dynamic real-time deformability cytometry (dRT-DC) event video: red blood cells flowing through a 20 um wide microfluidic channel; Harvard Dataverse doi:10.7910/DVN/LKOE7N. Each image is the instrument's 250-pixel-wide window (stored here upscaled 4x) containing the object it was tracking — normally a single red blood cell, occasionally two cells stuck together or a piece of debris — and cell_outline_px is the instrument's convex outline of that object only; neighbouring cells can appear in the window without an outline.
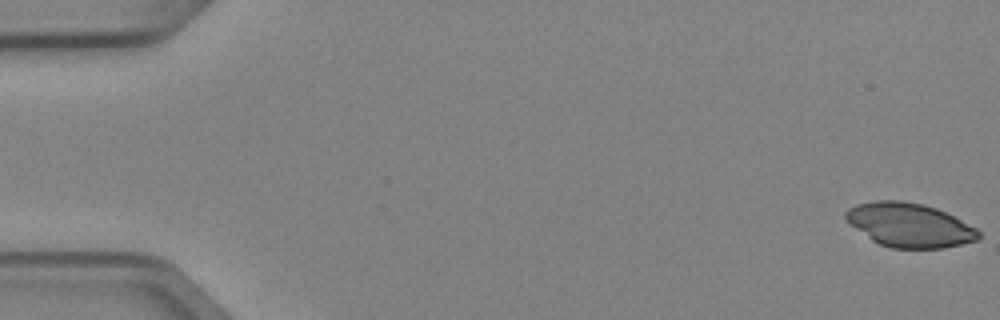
{"species": "Egyptian fruit bat (a non-hibernating species)", "species_latin": "Rousettus aegyptiacus", "temperature_condition": "cold", "stored_images_in_passage": 5, "camera_frame_rate_fps": 3000, "um_per_image_px": 0.085, "animal": {"sex": "female"}, "frame": {"image": 1, "passage_image": 1, "time_ms": 0.0, "image_size_px": [1000, 320], "cell_outline_px": [[980, 236], [976, 240], [944, 248], [892, 248], [880, 244], [872, 240], [852, 224], [844, 216], [844, 212], [848, 208], [856, 204], [876, 200], [900, 200], [924, 204], [936, 208], [976, 228], [980, 232]], "centroid_in_image_um": [77.29, 19.12], "position_along_channel_um": 7.7, "area_um2": 33.64}}
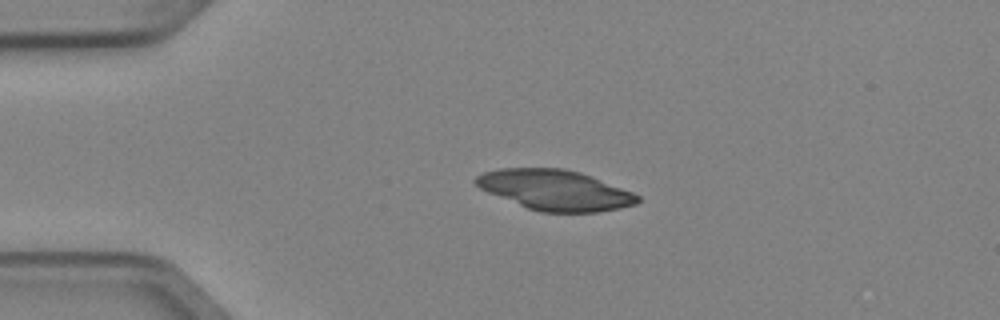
{"frame": {"image": 2, "passage_image": 4, "time_ms": 1.0, "image_size_px": [1000, 320], "cell_outline_px": [[640, 200], [636, 204], [620, 208], [600, 212], [540, 212], [528, 208], [488, 192], [480, 188], [472, 180], [476, 176], [484, 172], [500, 168], [564, 168], [580, 172], [592, 176], [632, 192], [640, 196]], "centroid_in_image_um": [47.19, 16.15], "position_along_channel_um": 37.8, "area_um2": 37.86}}